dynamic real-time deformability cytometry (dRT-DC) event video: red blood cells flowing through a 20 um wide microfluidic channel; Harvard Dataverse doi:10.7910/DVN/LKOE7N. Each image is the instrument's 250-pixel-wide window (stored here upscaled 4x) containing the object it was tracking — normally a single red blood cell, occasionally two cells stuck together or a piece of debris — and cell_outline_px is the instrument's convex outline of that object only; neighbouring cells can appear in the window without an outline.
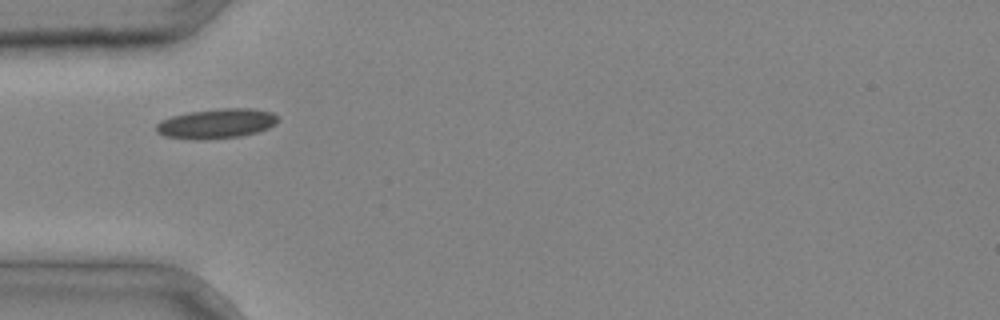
{"species": "common noctule bat (a hibernating species)", "species_latin": "Nyctalus noctula", "temperature_condition": "cold", "stored_images_in_passage": 4, "camera_frame_rate_fps": 3000, "um_per_image_px": 0.085, "animal": {"sex": "male", "body_mass_g": 20.4}, "frame": {"image": 1, "passage_image": 3, "time_ms": 0.667, "image_size_px": [1000, 320], "cell_outline_px": [[280, 120], [276, 124], [268, 128], [256, 132], [240, 136], [204, 140], [196, 140], [164, 136], [156, 132], [156, 124], [160, 120], [172, 116], [188, 112], [220, 108], [252, 108], [272, 112]], "centroid_in_image_um": [18.39, 10.5], "position_along_channel_um": 66.6, "area_um2": 21.27}}